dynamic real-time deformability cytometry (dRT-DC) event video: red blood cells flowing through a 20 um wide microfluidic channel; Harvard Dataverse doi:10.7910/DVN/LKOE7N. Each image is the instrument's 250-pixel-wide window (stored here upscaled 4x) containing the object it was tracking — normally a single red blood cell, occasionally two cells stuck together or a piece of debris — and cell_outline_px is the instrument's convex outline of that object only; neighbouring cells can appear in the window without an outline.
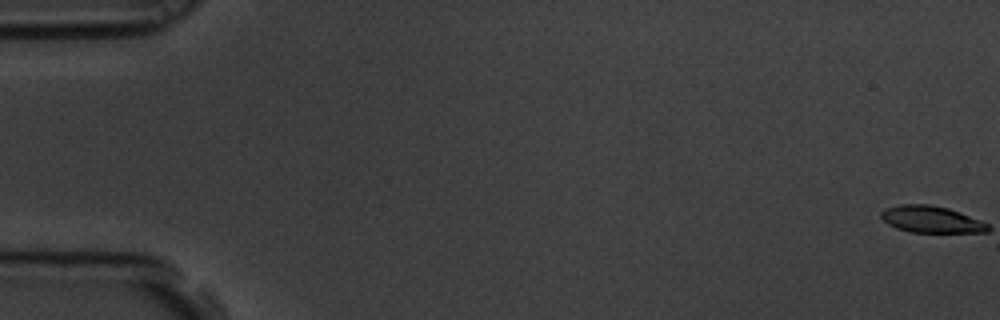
{"species": "common noctule bat (a hibernating species)", "species_latin": "Nyctalus noctula", "temperature_condition": "room temperature", "stored_images_in_passage": 57, "camera_frame_rate_fps": 3000, "um_per_image_px": 0.085, "animal": {"sex": "male", "body_mass_g": 19.5, "forearm_length_mm": 54.6}, "frame": {"image": 1, "passage_image": 1, "time_ms": 0.0, "image_size_px": [1000, 320], "cell_outline_px": [[972, 228], [964, 232], [920, 232], [904, 228], [896, 224], [904, 208], [940, 208], [956, 212], [964, 216], [968, 220]], "centroid_in_image_um": [79.32, 18.74], "position_along_channel_um": 5.7, "area_um2": 10.69}}
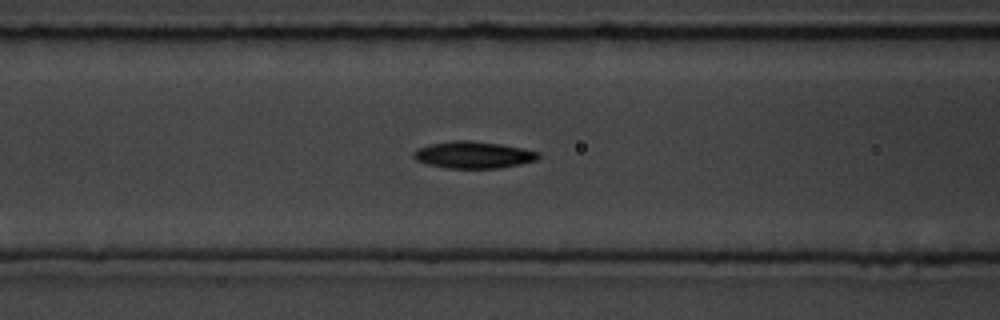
{"frame": {"image": 2, "passage_image": 25, "time_ms": 8.0, "image_size_px": [1000, 320], "cell_outline_px": [[532, 156], [528, 160], [508, 164], [444, 164], [428, 160], [420, 156], [420, 152], [428, 148], [448, 144], [484, 144], [532, 152]], "centroid_in_image_um": [40.33, 13.14], "position_along_channel_um": 126.3, "area_um2": 13.12}}
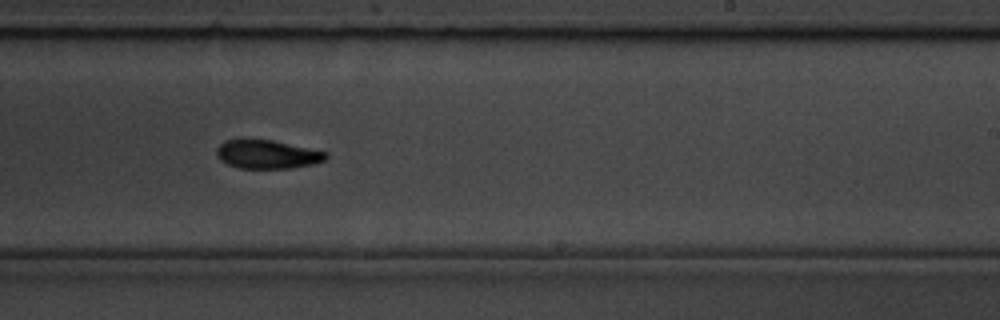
{"frame": {"image": 3, "passage_image": 37, "time_ms": 12.0, "image_size_px": [1000, 320], "cell_outline_px": [[324, 156], [316, 160], [296, 164], [240, 164], [224, 156], [220, 152], [228, 144], [240, 140], [256, 140], [320, 152]], "centroid_in_image_um": [22.73, 13.03], "position_along_channel_um": 266.3, "area_um2": 12.83}}